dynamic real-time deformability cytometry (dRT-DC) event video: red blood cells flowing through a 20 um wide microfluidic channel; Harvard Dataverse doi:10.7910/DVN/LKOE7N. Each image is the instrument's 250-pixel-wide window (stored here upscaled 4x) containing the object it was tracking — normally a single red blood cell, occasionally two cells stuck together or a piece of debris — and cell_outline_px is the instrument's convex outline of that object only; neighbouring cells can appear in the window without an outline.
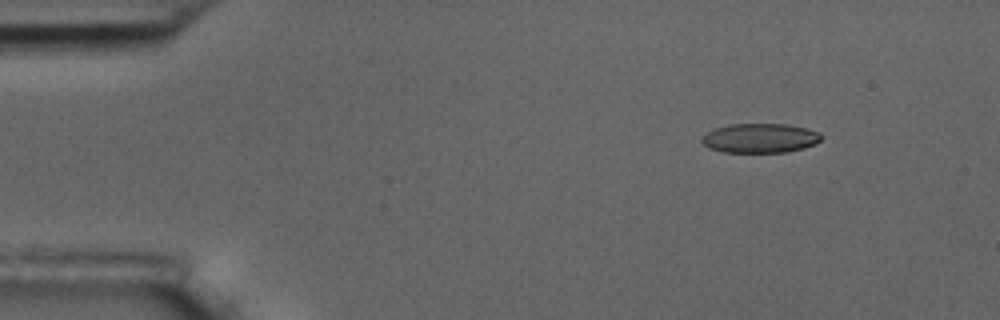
{"species": "common noctule bat (a hibernating species)", "species_latin": "Nyctalus noctula", "temperature_condition": "room temperature", "stored_images_in_passage": 11, "camera_frame_rate_fps": 3000, "um_per_image_px": 0.085, "animal": {"sex": "male", "body_mass_g": 17.5, "forearm_length_mm": 52.3}, "frame": {"image": 1, "passage_image": 2, "time_ms": 2.0, "image_size_px": [1000, 320], "cell_outline_px": [[824, 136], [816, 144], [804, 148], [784, 152], [724, 152], [708, 148], [700, 140], [708, 132], [716, 128], [728, 124], [784, 124], [804, 128], [820, 132]], "centroid_in_image_um": [64.62, 11.74], "position_along_channel_um": 20.4, "area_um2": 20.4}}
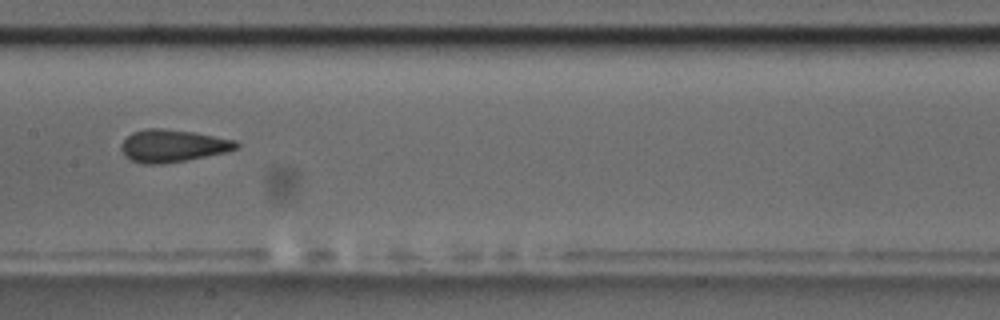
{"frame": {"image": 2, "passage_image": 8, "time_ms": 9.0, "image_size_px": [1000, 320], "cell_outline_px": [[240, 144], [236, 148], [224, 152], [184, 160], [160, 164], [144, 164], [132, 160], [124, 156], [120, 148], [120, 144], [132, 132], [144, 128], [164, 128], [192, 132], [236, 140]], "centroid_in_image_um": [14.62, 12.38], "position_along_channel_um": 192.8, "area_um2": 21.56}}
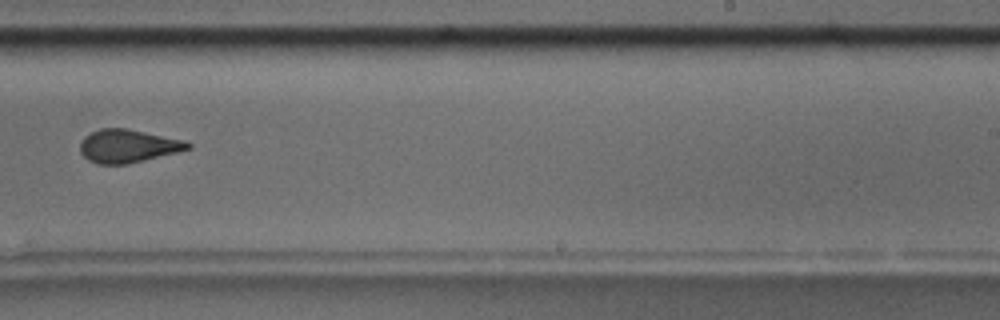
{"frame": {"image": 3, "passage_image": 10, "time_ms": 11.333, "image_size_px": [1000, 320], "cell_outline_px": [[192, 148], [176, 152], [124, 164], [100, 164], [88, 160], [80, 152], [80, 144], [84, 136], [100, 128], [128, 128], [188, 140], [192, 144]], "centroid_in_image_um": [10.9, 12.38], "position_along_channel_um": 278.1, "area_um2": 20.81}}